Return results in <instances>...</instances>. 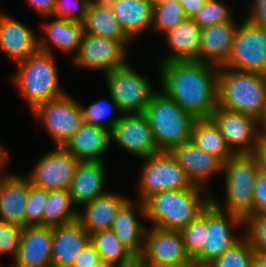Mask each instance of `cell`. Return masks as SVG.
<instances>
[{
    "mask_svg": "<svg viewBox=\"0 0 266 267\" xmlns=\"http://www.w3.org/2000/svg\"><path fill=\"white\" fill-rule=\"evenodd\" d=\"M80 107L82 110L84 123L101 127L109 131L114 129V126L122 116V112L117 102L111 96L110 100L99 99L86 107L80 103ZM115 109L119 115L111 117L113 110ZM109 118L111 119L109 120Z\"/></svg>",
    "mask_w": 266,
    "mask_h": 267,
    "instance_id": "obj_34",
    "label": "cell"
},
{
    "mask_svg": "<svg viewBox=\"0 0 266 267\" xmlns=\"http://www.w3.org/2000/svg\"><path fill=\"white\" fill-rule=\"evenodd\" d=\"M109 95L117 102L122 114L144 113L154 90L150 79L127 64L104 73Z\"/></svg>",
    "mask_w": 266,
    "mask_h": 267,
    "instance_id": "obj_8",
    "label": "cell"
},
{
    "mask_svg": "<svg viewBox=\"0 0 266 267\" xmlns=\"http://www.w3.org/2000/svg\"><path fill=\"white\" fill-rule=\"evenodd\" d=\"M129 199V197H124L114 192H106L93 201L83 204L81 209L84 210L81 211L80 209L78 211L77 221L89 234L111 229L120 208Z\"/></svg>",
    "mask_w": 266,
    "mask_h": 267,
    "instance_id": "obj_25",
    "label": "cell"
},
{
    "mask_svg": "<svg viewBox=\"0 0 266 267\" xmlns=\"http://www.w3.org/2000/svg\"><path fill=\"white\" fill-rule=\"evenodd\" d=\"M54 57L55 55L38 50L16 63L18 68L11 80L27 101L30 111L39 104L67 93L59 86L58 68Z\"/></svg>",
    "mask_w": 266,
    "mask_h": 267,
    "instance_id": "obj_4",
    "label": "cell"
},
{
    "mask_svg": "<svg viewBox=\"0 0 266 267\" xmlns=\"http://www.w3.org/2000/svg\"><path fill=\"white\" fill-rule=\"evenodd\" d=\"M90 242L94 245L101 260L115 266L133 255L111 229L100 230L90 234Z\"/></svg>",
    "mask_w": 266,
    "mask_h": 267,
    "instance_id": "obj_33",
    "label": "cell"
},
{
    "mask_svg": "<svg viewBox=\"0 0 266 267\" xmlns=\"http://www.w3.org/2000/svg\"><path fill=\"white\" fill-rule=\"evenodd\" d=\"M234 154H253L260 135L254 116L217 107L210 117Z\"/></svg>",
    "mask_w": 266,
    "mask_h": 267,
    "instance_id": "obj_13",
    "label": "cell"
},
{
    "mask_svg": "<svg viewBox=\"0 0 266 267\" xmlns=\"http://www.w3.org/2000/svg\"><path fill=\"white\" fill-rule=\"evenodd\" d=\"M200 31L201 28L193 19L187 18L174 29L164 33L165 44L171 52L164 55L159 62L198 61Z\"/></svg>",
    "mask_w": 266,
    "mask_h": 267,
    "instance_id": "obj_29",
    "label": "cell"
},
{
    "mask_svg": "<svg viewBox=\"0 0 266 267\" xmlns=\"http://www.w3.org/2000/svg\"><path fill=\"white\" fill-rule=\"evenodd\" d=\"M191 140L204 152L225 163L234 153L227 146L218 126L211 118L195 119Z\"/></svg>",
    "mask_w": 266,
    "mask_h": 267,
    "instance_id": "obj_30",
    "label": "cell"
},
{
    "mask_svg": "<svg viewBox=\"0 0 266 267\" xmlns=\"http://www.w3.org/2000/svg\"><path fill=\"white\" fill-rule=\"evenodd\" d=\"M26 2L32 6L41 17L48 19L53 14L55 0H26Z\"/></svg>",
    "mask_w": 266,
    "mask_h": 267,
    "instance_id": "obj_46",
    "label": "cell"
},
{
    "mask_svg": "<svg viewBox=\"0 0 266 267\" xmlns=\"http://www.w3.org/2000/svg\"><path fill=\"white\" fill-rule=\"evenodd\" d=\"M207 208L195 220L179 230L186 253L195 261L203 252L206 243Z\"/></svg>",
    "mask_w": 266,
    "mask_h": 267,
    "instance_id": "obj_35",
    "label": "cell"
},
{
    "mask_svg": "<svg viewBox=\"0 0 266 267\" xmlns=\"http://www.w3.org/2000/svg\"><path fill=\"white\" fill-rule=\"evenodd\" d=\"M111 143V131L83 123L64 148L79 161L104 162Z\"/></svg>",
    "mask_w": 266,
    "mask_h": 267,
    "instance_id": "obj_27",
    "label": "cell"
},
{
    "mask_svg": "<svg viewBox=\"0 0 266 267\" xmlns=\"http://www.w3.org/2000/svg\"><path fill=\"white\" fill-rule=\"evenodd\" d=\"M205 188L194 185L183 190L157 192L145 201L146 221L153 227L180 230L197 219L212 202L211 195H204ZM206 196V197H205Z\"/></svg>",
    "mask_w": 266,
    "mask_h": 267,
    "instance_id": "obj_2",
    "label": "cell"
},
{
    "mask_svg": "<svg viewBox=\"0 0 266 267\" xmlns=\"http://www.w3.org/2000/svg\"><path fill=\"white\" fill-rule=\"evenodd\" d=\"M206 0H179L187 18L193 17L203 8Z\"/></svg>",
    "mask_w": 266,
    "mask_h": 267,
    "instance_id": "obj_48",
    "label": "cell"
},
{
    "mask_svg": "<svg viewBox=\"0 0 266 267\" xmlns=\"http://www.w3.org/2000/svg\"><path fill=\"white\" fill-rule=\"evenodd\" d=\"M78 210L69 190H49L42 214V226L56 227L77 221Z\"/></svg>",
    "mask_w": 266,
    "mask_h": 267,
    "instance_id": "obj_31",
    "label": "cell"
},
{
    "mask_svg": "<svg viewBox=\"0 0 266 267\" xmlns=\"http://www.w3.org/2000/svg\"><path fill=\"white\" fill-rule=\"evenodd\" d=\"M159 151H171L191 140L195 118L157 90L144 111Z\"/></svg>",
    "mask_w": 266,
    "mask_h": 267,
    "instance_id": "obj_5",
    "label": "cell"
},
{
    "mask_svg": "<svg viewBox=\"0 0 266 267\" xmlns=\"http://www.w3.org/2000/svg\"><path fill=\"white\" fill-rule=\"evenodd\" d=\"M116 267H151L141 254H133L129 259L123 261Z\"/></svg>",
    "mask_w": 266,
    "mask_h": 267,
    "instance_id": "obj_49",
    "label": "cell"
},
{
    "mask_svg": "<svg viewBox=\"0 0 266 267\" xmlns=\"http://www.w3.org/2000/svg\"><path fill=\"white\" fill-rule=\"evenodd\" d=\"M185 19L187 16L179 1L154 2L152 25L154 31L159 30L164 34L174 29Z\"/></svg>",
    "mask_w": 266,
    "mask_h": 267,
    "instance_id": "obj_37",
    "label": "cell"
},
{
    "mask_svg": "<svg viewBox=\"0 0 266 267\" xmlns=\"http://www.w3.org/2000/svg\"><path fill=\"white\" fill-rule=\"evenodd\" d=\"M39 50L38 34L14 17L0 13V51L13 62L25 60Z\"/></svg>",
    "mask_w": 266,
    "mask_h": 267,
    "instance_id": "obj_18",
    "label": "cell"
},
{
    "mask_svg": "<svg viewBox=\"0 0 266 267\" xmlns=\"http://www.w3.org/2000/svg\"><path fill=\"white\" fill-rule=\"evenodd\" d=\"M41 156L27 178L35 187L45 190H69L79 160L64 147L55 146Z\"/></svg>",
    "mask_w": 266,
    "mask_h": 267,
    "instance_id": "obj_12",
    "label": "cell"
},
{
    "mask_svg": "<svg viewBox=\"0 0 266 267\" xmlns=\"http://www.w3.org/2000/svg\"><path fill=\"white\" fill-rule=\"evenodd\" d=\"M89 242L90 234L78 221L53 227L52 267H72Z\"/></svg>",
    "mask_w": 266,
    "mask_h": 267,
    "instance_id": "obj_23",
    "label": "cell"
},
{
    "mask_svg": "<svg viewBox=\"0 0 266 267\" xmlns=\"http://www.w3.org/2000/svg\"><path fill=\"white\" fill-rule=\"evenodd\" d=\"M84 33L118 40H130L111 10L99 9L91 3L82 22Z\"/></svg>",
    "mask_w": 266,
    "mask_h": 267,
    "instance_id": "obj_32",
    "label": "cell"
},
{
    "mask_svg": "<svg viewBox=\"0 0 266 267\" xmlns=\"http://www.w3.org/2000/svg\"><path fill=\"white\" fill-rule=\"evenodd\" d=\"M170 152L193 185L204 187L212 176L223 171V162L201 150L193 140L174 147Z\"/></svg>",
    "mask_w": 266,
    "mask_h": 267,
    "instance_id": "obj_19",
    "label": "cell"
},
{
    "mask_svg": "<svg viewBox=\"0 0 266 267\" xmlns=\"http://www.w3.org/2000/svg\"><path fill=\"white\" fill-rule=\"evenodd\" d=\"M153 0H117L111 8L126 36L133 42L153 25Z\"/></svg>",
    "mask_w": 266,
    "mask_h": 267,
    "instance_id": "obj_28",
    "label": "cell"
},
{
    "mask_svg": "<svg viewBox=\"0 0 266 267\" xmlns=\"http://www.w3.org/2000/svg\"><path fill=\"white\" fill-rule=\"evenodd\" d=\"M6 165L8 161L0 168V220L24 227L25 207L31 182L27 176L4 174Z\"/></svg>",
    "mask_w": 266,
    "mask_h": 267,
    "instance_id": "obj_20",
    "label": "cell"
},
{
    "mask_svg": "<svg viewBox=\"0 0 266 267\" xmlns=\"http://www.w3.org/2000/svg\"><path fill=\"white\" fill-rule=\"evenodd\" d=\"M163 267H191V264H186L181 266H163Z\"/></svg>",
    "mask_w": 266,
    "mask_h": 267,
    "instance_id": "obj_57",
    "label": "cell"
},
{
    "mask_svg": "<svg viewBox=\"0 0 266 267\" xmlns=\"http://www.w3.org/2000/svg\"><path fill=\"white\" fill-rule=\"evenodd\" d=\"M238 25L233 19L202 28L198 61L223 66L229 59Z\"/></svg>",
    "mask_w": 266,
    "mask_h": 267,
    "instance_id": "obj_21",
    "label": "cell"
},
{
    "mask_svg": "<svg viewBox=\"0 0 266 267\" xmlns=\"http://www.w3.org/2000/svg\"><path fill=\"white\" fill-rule=\"evenodd\" d=\"M219 66L197 60L159 62L160 91L195 119L218 107Z\"/></svg>",
    "mask_w": 266,
    "mask_h": 267,
    "instance_id": "obj_1",
    "label": "cell"
},
{
    "mask_svg": "<svg viewBox=\"0 0 266 267\" xmlns=\"http://www.w3.org/2000/svg\"><path fill=\"white\" fill-rule=\"evenodd\" d=\"M48 198V190L29 186L28 199L25 207V226L42 225V214Z\"/></svg>",
    "mask_w": 266,
    "mask_h": 267,
    "instance_id": "obj_39",
    "label": "cell"
},
{
    "mask_svg": "<svg viewBox=\"0 0 266 267\" xmlns=\"http://www.w3.org/2000/svg\"><path fill=\"white\" fill-rule=\"evenodd\" d=\"M222 67L266 75V30L245 19L239 23L229 59Z\"/></svg>",
    "mask_w": 266,
    "mask_h": 267,
    "instance_id": "obj_11",
    "label": "cell"
},
{
    "mask_svg": "<svg viewBox=\"0 0 266 267\" xmlns=\"http://www.w3.org/2000/svg\"><path fill=\"white\" fill-rule=\"evenodd\" d=\"M31 112L41 121L54 145L60 147H64L84 123L80 103L68 94L39 104Z\"/></svg>",
    "mask_w": 266,
    "mask_h": 267,
    "instance_id": "obj_9",
    "label": "cell"
},
{
    "mask_svg": "<svg viewBox=\"0 0 266 267\" xmlns=\"http://www.w3.org/2000/svg\"><path fill=\"white\" fill-rule=\"evenodd\" d=\"M191 267H214L211 263H200L192 261Z\"/></svg>",
    "mask_w": 266,
    "mask_h": 267,
    "instance_id": "obj_54",
    "label": "cell"
},
{
    "mask_svg": "<svg viewBox=\"0 0 266 267\" xmlns=\"http://www.w3.org/2000/svg\"><path fill=\"white\" fill-rule=\"evenodd\" d=\"M266 214V173L259 171L253 189V215Z\"/></svg>",
    "mask_w": 266,
    "mask_h": 267,
    "instance_id": "obj_43",
    "label": "cell"
},
{
    "mask_svg": "<svg viewBox=\"0 0 266 267\" xmlns=\"http://www.w3.org/2000/svg\"><path fill=\"white\" fill-rule=\"evenodd\" d=\"M117 0H90V3L99 8V9H107L111 10L112 5L116 2Z\"/></svg>",
    "mask_w": 266,
    "mask_h": 267,
    "instance_id": "obj_50",
    "label": "cell"
},
{
    "mask_svg": "<svg viewBox=\"0 0 266 267\" xmlns=\"http://www.w3.org/2000/svg\"><path fill=\"white\" fill-rule=\"evenodd\" d=\"M229 6L219 0H206L203 8L193 17V21L202 29L211 25L232 21L233 12Z\"/></svg>",
    "mask_w": 266,
    "mask_h": 267,
    "instance_id": "obj_38",
    "label": "cell"
},
{
    "mask_svg": "<svg viewBox=\"0 0 266 267\" xmlns=\"http://www.w3.org/2000/svg\"><path fill=\"white\" fill-rule=\"evenodd\" d=\"M259 124H260V134L266 136V111L263 117L259 120Z\"/></svg>",
    "mask_w": 266,
    "mask_h": 267,
    "instance_id": "obj_53",
    "label": "cell"
},
{
    "mask_svg": "<svg viewBox=\"0 0 266 267\" xmlns=\"http://www.w3.org/2000/svg\"><path fill=\"white\" fill-rule=\"evenodd\" d=\"M90 0H55L52 17L76 22H83Z\"/></svg>",
    "mask_w": 266,
    "mask_h": 267,
    "instance_id": "obj_41",
    "label": "cell"
},
{
    "mask_svg": "<svg viewBox=\"0 0 266 267\" xmlns=\"http://www.w3.org/2000/svg\"><path fill=\"white\" fill-rule=\"evenodd\" d=\"M240 227H244L242 218L218 209L211 202L207 207L206 243L202 254L195 261L211 263L221 256L241 238L234 234V229Z\"/></svg>",
    "mask_w": 266,
    "mask_h": 267,
    "instance_id": "obj_14",
    "label": "cell"
},
{
    "mask_svg": "<svg viewBox=\"0 0 266 267\" xmlns=\"http://www.w3.org/2000/svg\"><path fill=\"white\" fill-rule=\"evenodd\" d=\"M131 42L84 33L78 53L72 59L73 64L103 73L122 68L128 64L126 56Z\"/></svg>",
    "mask_w": 266,
    "mask_h": 267,
    "instance_id": "obj_10",
    "label": "cell"
},
{
    "mask_svg": "<svg viewBox=\"0 0 266 267\" xmlns=\"http://www.w3.org/2000/svg\"><path fill=\"white\" fill-rule=\"evenodd\" d=\"M260 171L253 154H234L225 163V210L217 197L212 196V203L220 210L237 215L244 221L253 215V189Z\"/></svg>",
    "mask_w": 266,
    "mask_h": 267,
    "instance_id": "obj_6",
    "label": "cell"
},
{
    "mask_svg": "<svg viewBox=\"0 0 266 267\" xmlns=\"http://www.w3.org/2000/svg\"><path fill=\"white\" fill-rule=\"evenodd\" d=\"M53 228L27 225L22 228L18 254L10 267H52Z\"/></svg>",
    "mask_w": 266,
    "mask_h": 267,
    "instance_id": "obj_17",
    "label": "cell"
},
{
    "mask_svg": "<svg viewBox=\"0 0 266 267\" xmlns=\"http://www.w3.org/2000/svg\"><path fill=\"white\" fill-rule=\"evenodd\" d=\"M170 1H179V0H153V2H170Z\"/></svg>",
    "mask_w": 266,
    "mask_h": 267,
    "instance_id": "obj_56",
    "label": "cell"
},
{
    "mask_svg": "<svg viewBox=\"0 0 266 267\" xmlns=\"http://www.w3.org/2000/svg\"><path fill=\"white\" fill-rule=\"evenodd\" d=\"M112 142L137 158L160 152L144 113L122 114L111 131Z\"/></svg>",
    "mask_w": 266,
    "mask_h": 267,
    "instance_id": "obj_16",
    "label": "cell"
},
{
    "mask_svg": "<svg viewBox=\"0 0 266 267\" xmlns=\"http://www.w3.org/2000/svg\"><path fill=\"white\" fill-rule=\"evenodd\" d=\"M100 261V256L94 245L89 242L84 249L81 250L79 256L76 257L72 267H94Z\"/></svg>",
    "mask_w": 266,
    "mask_h": 267,
    "instance_id": "obj_45",
    "label": "cell"
},
{
    "mask_svg": "<svg viewBox=\"0 0 266 267\" xmlns=\"http://www.w3.org/2000/svg\"><path fill=\"white\" fill-rule=\"evenodd\" d=\"M253 267H266V254L255 253Z\"/></svg>",
    "mask_w": 266,
    "mask_h": 267,
    "instance_id": "obj_51",
    "label": "cell"
},
{
    "mask_svg": "<svg viewBox=\"0 0 266 267\" xmlns=\"http://www.w3.org/2000/svg\"><path fill=\"white\" fill-rule=\"evenodd\" d=\"M22 228L0 220V256L10 254L12 259H16Z\"/></svg>",
    "mask_w": 266,
    "mask_h": 267,
    "instance_id": "obj_42",
    "label": "cell"
},
{
    "mask_svg": "<svg viewBox=\"0 0 266 267\" xmlns=\"http://www.w3.org/2000/svg\"><path fill=\"white\" fill-rule=\"evenodd\" d=\"M104 162L79 161L69 192L78 208L105 194Z\"/></svg>",
    "mask_w": 266,
    "mask_h": 267,
    "instance_id": "obj_26",
    "label": "cell"
},
{
    "mask_svg": "<svg viewBox=\"0 0 266 267\" xmlns=\"http://www.w3.org/2000/svg\"><path fill=\"white\" fill-rule=\"evenodd\" d=\"M255 251L249 238H241L211 264L214 267H253Z\"/></svg>",
    "mask_w": 266,
    "mask_h": 267,
    "instance_id": "obj_36",
    "label": "cell"
},
{
    "mask_svg": "<svg viewBox=\"0 0 266 267\" xmlns=\"http://www.w3.org/2000/svg\"><path fill=\"white\" fill-rule=\"evenodd\" d=\"M137 209H139L137 212L140 215L136 213ZM137 215L139 216L138 218L142 216V219L146 221L145 204L138 200L129 199L120 208L111 230L133 254H142L144 234L147 228L140 222Z\"/></svg>",
    "mask_w": 266,
    "mask_h": 267,
    "instance_id": "obj_24",
    "label": "cell"
},
{
    "mask_svg": "<svg viewBox=\"0 0 266 267\" xmlns=\"http://www.w3.org/2000/svg\"><path fill=\"white\" fill-rule=\"evenodd\" d=\"M94 267H116V266L114 264L107 263V262L101 260Z\"/></svg>",
    "mask_w": 266,
    "mask_h": 267,
    "instance_id": "obj_55",
    "label": "cell"
},
{
    "mask_svg": "<svg viewBox=\"0 0 266 267\" xmlns=\"http://www.w3.org/2000/svg\"><path fill=\"white\" fill-rule=\"evenodd\" d=\"M253 155L256 157L260 171L266 173V136L260 134Z\"/></svg>",
    "mask_w": 266,
    "mask_h": 267,
    "instance_id": "obj_47",
    "label": "cell"
},
{
    "mask_svg": "<svg viewBox=\"0 0 266 267\" xmlns=\"http://www.w3.org/2000/svg\"><path fill=\"white\" fill-rule=\"evenodd\" d=\"M141 255L151 267L192 264L179 230H165L153 226L147 228Z\"/></svg>",
    "mask_w": 266,
    "mask_h": 267,
    "instance_id": "obj_15",
    "label": "cell"
},
{
    "mask_svg": "<svg viewBox=\"0 0 266 267\" xmlns=\"http://www.w3.org/2000/svg\"><path fill=\"white\" fill-rule=\"evenodd\" d=\"M7 150L4 148V146L0 143V168L9 161V155L7 154Z\"/></svg>",
    "mask_w": 266,
    "mask_h": 267,
    "instance_id": "obj_52",
    "label": "cell"
},
{
    "mask_svg": "<svg viewBox=\"0 0 266 267\" xmlns=\"http://www.w3.org/2000/svg\"><path fill=\"white\" fill-rule=\"evenodd\" d=\"M246 235L255 253L266 254V214L252 215L244 221Z\"/></svg>",
    "mask_w": 266,
    "mask_h": 267,
    "instance_id": "obj_40",
    "label": "cell"
},
{
    "mask_svg": "<svg viewBox=\"0 0 266 267\" xmlns=\"http://www.w3.org/2000/svg\"><path fill=\"white\" fill-rule=\"evenodd\" d=\"M245 20L266 30V0H253Z\"/></svg>",
    "mask_w": 266,
    "mask_h": 267,
    "instance_id": "obj_44",
    "label": "cell"
},
{
    "mask_svg": "<svg viewBox=\"0 0 266 267\" xmlns=\"http://www.w3.org/2000/svg\"><path fill=\"white\" fill-rule=\"evenodd\" d=\"M50 21L43 25V35H38L40 51L54 55L52 46L64 53L74 52L72 59L77 55L84 34L81 22L58 19L51 16Z\"/></svg>",
    "mask_w": 266,
    "mask_h": 267,
    "instance_id": "obj_22",
    "label": "cell"
},
{
    "mask_svg": "<svg viewBox=\"0 0 266 267\" xmlns=\"http://www.w3.org/2000/svg\"><path fill=\"white\" fill-rule=\"evenodd\" d=\"M218 107L260 120L266 111V75L219 66Z\"/></svg>",
    "mask_w": 266,
    "mask_h": 267,
    "instance_id": "obj_3",
    "label": "cell"
},
{
    "mask_svg": "<svg viewBox=\"0 0 266 267\" xmlns=\"http://www.w3.org/2000/svg\"><path fill=\"white\" fill-rule=\"evenodd\" d=\"M143 160L138 178L139 201L144 202L157 192L183 190L194 186L171 152L160 151Z\"/></svg>",
    "mask_w": 266,
    "mask_h": 267,
    "instance_id": "obj_7",
    "label": "cell"
}]
</instances>
